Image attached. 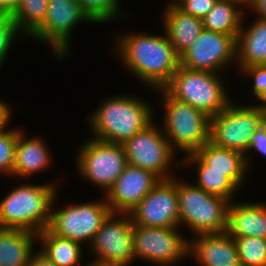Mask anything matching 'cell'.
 <instances>
[{
    "label": "cell",
    "mask_w": 266,
    "mask_h": 266,
    "mask_svg": "<svg viewBox=\"0 0 266 266\" xmlns=\"http://www.w3.org/2000/svg\"><path fill=\"white\" fill-rule=\"evenodd\" d=\"M160 180L151 171L127 164L104 198L112 213H130Z\"/></svg>",
    "instance_id": "obj_16"
},
{
    "label": "cell",
    "mask_w": 266,
    "mask_h": 266,
    "mask_svg": "<svg viewBox=\"0 0 266 266\" xmlns=\"http://www.w3.org/2000/svg\"><path fill=\"white\" fill-rule=\"evenodd\" d=\"M246 15L236 39L237 73L243 68L266 65V19L255 17L247 26Z\"/></svg>",
    "instance_id": "obj_20"
},
{
    "label": "cell",
    "mask_w": 266,
    "mask_h": 266,
    "mask_svg": "<svg viewBox=\"0 0 266 266\" xmlns=\"http://www.w3.org/2000/svg\"><path fill=\"white\" fill-rule=\"evenodd\" d=\"M83 13L95 24L124 20L129 12L122 9V0H76ZM125 11V14H124ZM122 12V13H121ZM125 17V18H124Z\"/></svg>",
    "instance_id": "obj_28"
},
{
    "label": "cell",
    "mask_w": 266,
    "mask_h": 266,
    "mask_svg": "<svg viewBox=\"0 0 266 266\" xmlns=\"http://www.w3.org/2000/svg\"><path fill=\"white\" fill-rule=\"evenodd\" d=\"M155 91L160 95L163 117L161 129L171 148L178 154L195 153L210 141L211 118L188 103L171 97L163 88Z\"/></svg>",
    "instance_id": "obj_4"
},
{
    "label": "cell",
    "mask_w": 266,
    "mask_h": 266,
    "mask_svg": "<svg viewBox=\"0 0 266 266\" xmlns=\"http://www.w3.org/2000/svg\"><path fill=\"white\" fill-rule=\"evenodd\" d=\"M249 12L256 15L255 17L266 19V0H255Z\"/></svg>",
    "instance_id": "obj_38"
},
{
    "label": "cell",
    "mask_w": 266,
    "mask_h": 266,
    "mask_svg": "<svg viewBox=\"0 0 266 266\" xmlns=\"http://www.w3.org/2000/svg\"><path fill=\"white\" fill-rule=\"evenodd\" d=\"M181 230L180 227L133 225L135 262L141 260L153 266H179L185 262L189 259V236L183 235Z\"/></svg>",
    "instance_id": "obj_11"
},
{
    "label": "cell",
    "mask_w": 266,
    "mask_h": 266,
    "mask_svg": "<svg viewBox=\"0 0 266 266\" xmlns=\"http://www.w3.org/2000/svg\"><path fill=\"white\" fill-rule=\"evenodd\" d=\"M182 170H195L196 179L193 183L208 194L223 197L232 202L238 200L239 188L225 175L223 171L209 170L207 166L195 153L181 156Z\"/></svg>",
    "instance_id": "obj_23"
},
{
    "label": "cell",
    "mask_w": 266,
    "mask_h": 266,
    "mask_svg": "<svg viewBox=\"0 0 266 266\" xmlns=\"http://www.w3.org/2000/svg\"><path fill=\"white\" fill-rule=\"evenodd\" d=\"M195 154L207 165L209 170L225 172V175L240 189L249 179V168L245 155L241 152L225 149L205 143Z\"/></svg>",
    "instance_id": "obj_22"
},
{
    "label": "cell",
    "mask_w": 266,
    "mask_h": 266,
    "mask_svg": "<svg viewBox=\"0 0 266 266\" xmlns=\"http://www.w3.org/2000/svg\"><path fill=\"white\" fill-rule=\"evenodd\" d=\"M114 54L138 83L149 90L163 88L180 66V56L167 38L147 32H120L113 34Z\"/></svg>",
    "instance_id": "obj_1"
},
{
    "label": "cell",
    "mask_w": 266,
    "mask_h": 266,
    "mask_svg": "<svg viewBox=\"0 0 266 266\" xmlns=\"http://www.w3.org/2000/svg\"><path fill=\"white\" fill-rule=\"evenodd\" d=\"M49 0H20L12 15L19 30L29 38L42 24Z\"/></svg>",
    "instance_id": "obj_27"
},
{
    "label": "cell",
    "mask_w": 266,
    "mask_h": 266,
    "mask_svg": "<svg viewBox=\"0 0 266 266\" xmlns=\"http://www.w3.org/2000/svg\"><path fill=\"white\" fill-rule=\"evenodd\" d=\"M252 103L238 105L232 101L223 111L211 117L209 142L245 155L251 136L266 122V107Z\"/></svg>",
    "instance_id": "obj_9"
},
{
    "label": "cell",
    "mask_w": 266,
    "mask_h": 266,
    "mask_svg": "<svg viewBox=\"0 0 266 266\" xmlns=\"http://www.w3.org/2000/svg\"><path fill=\"white\" fill-rule=\"evenodd\" d=\"M85 22L92 24L76 0H49L43 24L29 38L50 47V55L60 62L72 52L74 28Z\"/></svg>",
    "instance_id": "obj_12"
},
{
    "label": "cell",
    "mask_w": 266,
    "mask_h": 266,
    "mask_svg": "<svg viewBox=\"0 0 266 266\" xmlns=\"http://www.w3.org/2000/svg\"><path fill=\"white\" fill-rule=\"evenodd\" d=\"M216 2L217 0H180L175 6L183 13L203 18L210 12Z\"/></svg>",
    "instance_id": "obj_33"
},
{
    "label": "cell",
    "mask_w": 266,
    "mask_h": 266,
    "mask_svg": "<svg viewBox=\"0 0 266 266\" xmlns=\"http://www.w3.org/2000/svg\"><path fill=\"white\" fill-rule=\"evenodd\" d=\"M241 73L246 78L252 79V88L249 89L252 92L256 101L258 100L260 105L266 107V65L251 66L243 68ZM252 90V91H251Z\"/></svg>",
    "instance_id": "obj_32"
},
{
    "label": "cell",
    "mask_w": 266,
    "mask_h": 266,
    "mask_svg": "<svg viewBox=\"0 0 266 266\" xmlns=\"http://www.w3.org/2000/svg\"><path fill=\"white\" fill-rule=\"evenodd\" d=\"M180 0H171L169 3H166L167 5H175L179 2Z\"/></svg>",
    "instance_id": "obj_41"
},
{
    "label": "cell",
    "mask_w": 266,
    "mask_h": 266,
    "mask_svg": "<svg viewBox=\"0 0 266 266\" xmlns=\"http://www.w3.org/2000/svg\"><path fill=\"white\" fill-rule=\"evenodd\" d=\"M256 152L262 157H266V122L251 136L249 141V149L245 154L246 163L249 169L252 168L254 162L251 154ZM252 165V166H251Z\"/></svg>",
    "instance_id": "obj_34"
},
{
    "label": "cell",
    "mask_w": 266,
    "mask_h": 266,
    "mask_svg": "<svg viewBox=\"0 0 266 266\" xmlns=\"http://www.w3.org/2000/svg\"><path fill=\"white\" fill-rule=\"evenodd\" d=\"M226 80L222 74L191 70L180 65L163 89L174 99L190 104L211 118L223 111L234 98L229 94Z\"/></svg>",
    "instance_id": "obj_5"
},
{
    "label": "cell",
    "mask_w": 266,
    "mask_h": 266,
    "mask_svg": "<svg viewBox=\"0 0 266 266\" xmlns=\"http://www.w3.org/2000/svg\"><path fill=\"white\" fill-rule=\"evenodd\" d=\"M84 266H124V265L103 263L95 260H90V262L88 264H85Z\"/></svg>",
    "instance_id": "obj_40"
},
{
    "label": "cell",
    "mask_w": 266,
    "mask_h": 266,
    "mask_svg": "<svg viewBox=\"0 0 266 266\" xmlns=\"http://www.w3.org/2000/svg\"><path fill=\"white\" fill-rule=\"evenodd\" d=\"M180 178V179H179ZM177 177L179 227L193 235L226 232L230 201L208 194L194 183Z\"/></svg>",
    "instance_id": "obj_6"
},
{
    "label": "cell",
    "mask_w": 266,
    "mask_h": 266,
    "mask_svg": "<svg viewBox=\"0 0 266 266\" xmlns=\"http://www.w3.org/2000/svg\"><path fill=\"white\" fill-rule=\"evenodd\" d=\"M57 193L51 207V220L48 229L55 235L70 239L89 247L96 232L112 213L104 196L92 201L62 204ZM57 206V207H56ZM56 208V209H55ZM87 244V245H86ZM86 245V246H85Z\"/></svg>",
    "instance_id": "obj_7"
},
{
    "label": "cell",
    "mask_w": 266,
    "mask_h": 266,
    "mask_svg": "<svg viewBox=\"0 0 266 266\" xmlns=\"http://www.w3.org/2000/svg\"><path fill=\"white\" fill-rule=\"evenodd\" d=\"M133 223L129 213H111L96 232L89 247L93 260L103 263L131 266L133 250Z\"/></svg>",
    "instance_id": "obj_13"
},
{
    "label": "cell",
    "mask_w": 266,
    "mask_h": 266,
    "mask_svg": "<svg viewBox=\"0 0 266 266\" xmlns=\"http://www.w3.org/2000/svg\"><path fill=\"white\" fill-rule=\"evenodd\" d=\"M22 182L0 199V228L23 229L38 235L50 224L51 207L59 187L56 181Z\"/></svg>",
    "instance_id": "obj_3"
},
{
    "label": "cell",
    "mask_w": 266,
    "mask_h": 266,
    "mask_svg": "<svg viewBox=\"0 0 266 266\" xmlns=\"http://www.w3.org/2000/svg\"><path fill=\"white\" fill-rule=\"evenodd\" d=\"M242 266H266V239L234 238Z\"/></svg>",
    "instance_id": "obj_29"
},
{
    "label": "cell",
    "mask_w": 266,
    "mask_h": 266,
    "mask_svg": "<svg viewBox=\"0 0 266 266\" xmlns=\"http://www.w3.org/2000/svg\"><path fill=\"white\" fill-rule=\"evenodd\" d=\"M235 4H237L243 11L245 9L248 11L249 8L254 4L255 0H231Z\"/></svg>",
    "instance_id": "obj_39"
},
{
    "label": "cell",
    "mask_w": 266,
    "mask_h": 266,
    "mask_svg": "<svg viewBox=\"0 0 266 266\" xmlns=\"http://www.w3.org/2000/svg\"><path fill=\"white\" fill-rule=\"evenodd\" d=\"M49 148L50 146L42 136L36 135L28 138L24 129L18 127L13 166L14 180L18 181L19 179L21 181V179H25L28 182L29 178L35 174L50 169L53 165V153H50Z\"/></svg>",
    "instance_id": "obj_18"
},
{
    "label": "cell",
    "mask_w": 266,
    "mask_h": 266,
    "mask_svg": "<svg viewBox=\"0 0 266 266\" xmlns=\"http://www.w3.org/2000/svg\"><path fill=\"white\" fill-rule=\"evenodd\" d=\"M158 123L154 120L122 145L128 164L151 171L161 180H167L182 170V160L180 157L175 158L178 155Z\"/></svg>",
    "instance_id": "obj_8"
},
{
    "label": "cell",
    "mask_w": 266,
    "mask_h": 266,
    "mask_svg": "<svg viewBox=\"0 0 266 266\" xmlns=\"http://www.w3.org/2000/svg\"><path fill=\"white\" fill-rule=\"evenodd\" d=\"M177 176L160 180L129 213L133 225L148 227H179Z\"/></svg>",
    "instance_id": "obj_15"
},
{
    "label": "cell",
    "mask_w": 266,
    "mask_h": 266,
    "mask_svg": "<svg viewBox=\"0 0 266 266\" xmlns=\"http://www.w3.org/2000/svg\"><path fill=\"white\" fill-rule=\"evenodd\" d=\"M26 36L19 30L12 15H0V71L8 59L9 51L12 49L16 39Z\"/></svg>",
    "instance_id": "obj_31"
},
{
    "label": "cell",
    "mask_w": 266,
    "mask_h": 266,
    "mask_svg": "<svg viewBox=\"0 0 266 266\" xmlns=\"http://www.w3.org/2000/svg\"><path fill=\"white\" fill-rule=\"evenodd\" d=\"M226 233L232 238L266 239V201H232L228 207Z\"/></svg>",
    "instance_id": "obj_19"
},
{
    "label": "cell",
    "mask_w": 266,
    "mask_h": 266,
    "mask_svg": "<svg viewBox=\"0 0 266 266\" xmlns=\"http://www.w3.org/2000/svg\"><path fill=\"white\" fill-rule=\"evenodd\" d=\"M236 38L203 29L198 38L180 56V65L191 70L222 74L236 66ZM223 70V71H222Z\"/></svg>",
    "instance_id": "obj_14"
},
{
    "label": "cell",
    "mask_w": 266,
    "mask_h": 266,
    "mask_svg": "<svg viewBox=\"0 0 266 266\" xmlns=\"http://www.w3.org/2000/svg\"><path fill=\"white\" fill-rule=\"evenodd\" d=\"M154 106L135 94L106 96L86 116L92 138L107 143L123 144L146 128L155 118Z\"/></svg>",
    "instance_id": "obj_2"
},
{
    "label": "cell",
    "mask_w": 266,
    "mask_h": 266,
    "mask_svg": "<svg viewBox=\"0 0 266 266\" xmlns=\"http://www.w3.org/2000/svg\"><path fill=\"white\" fill-rule=\"evenodd\" d=\"M29 266H57V265L53 261H50L38 249H36L31 255V258L29 260Z\"/></svg>",
    "instance_id": "obj_36"
},
{
    "label": "cell",
    "mask_w": 266,
    "mask_h": 266,
    "mask_svg": "<svg viewBox=\"0 0 266 266\" xmlns=\"http://www.w3.org/2000/svg\"><path fill=\"white\" fill-rule=\"evenodd\" d=\"M12 108L8 101L5 102L0 98V132L8 129L12 119H14L12 117L15 113H13L14 110Z\"/></svg>",
    "instance_id": "obj_35"
},
{
    "label": "cell",
    "mask_w": 266,
    "mask_h": 266,
    "mask_svg": "<svg viewBox=\"0 0 266 266\" xmlns=\"http://www.w3.org/2000/svg\"><path fill=\"white\" fill-rule=\"evenodd\" d=\"M189 237L188 258L200 266H242L234 238L226 232Z\"/></svg>",
    "instance_id": "obj_17"
},
{
    "label": "cell",
    "mask_w": 266,
    "mask_h": 266,
    "mask_svg": "<svg viewBox=\"0 0 266 266\" xmlns=\"http://www.w3.org/2000/svg\"><path fill=\"white\" fill-rule=\"evenodd\" d=\"M18 128H8L0 132V176L13 178L15 149Z\"/></svg>",
    "instance_id": "obj_30"
},
{
    "label": "cell",
    "mask_w": 266,
    "mask_h": 266,
    "mask_svg": "<svg viewBox=\"0 0 266 266\" xmlns=\"http://www.w3.org/2000/svg\"><path fill=\"white\" fill-rule=\"evenodd\" d=\"M163 9L162 28L175 52L181 56L204 29L202 18L183 13L175 5L165 4Z\"/></svg>",
    "instance_id": "obj_21"
},
{
    "label": "cell",
    "mask_w": 266,
    "mask_h": 266,
    "mask_svg": "<svg viewBox=\"0 0 266 266\" xmlns=\"http://www.w3.org/2000/svg\"><path fill=\"white\" fill-rule=\"evenodd\" d=\"M37 234L23 229L0 228V266H29Z\"/></svg>",
    "instance_id": "obj_24"
},
{
    "label": "cell",
    "mask_w": 266,
    "mask_h": 266,
    "mask_svg": "<svg viewBox=\"0 0 266 266\" xmlns=\"http://www.w3.org/2000/svg\"><path fill=\"white\" fill-rule=\"evenodd\" d=\"M20 0H0V15H13Z\"/></svg>",
    "instance_id": "obj_37"
},
{
    "label": "cell",
    "mask_w": 266,
    "mask_h": 266,
    "mask_svg": "<svg viewBox=\"0 0 266 266\" xmlns=\"http://www.w3.org/2000/svg\"><path fill=\"white\" fill-rule=\"evenodd\" d=\"M87 139L77 148L75 170L81 180L99 188L104 196L128 164L126 154L122 144L100 141L91 135Z\"/></svg>",
    "instance_id": "obj_10"
},
{
    "label": "cell",
    "mask_w": 266,
    "mask_h": 266,
    "mask_svg": "<svg viewBox=\"0 0 266 266\" xmlns=\"http://www.w3.org/2000/svg\"><path fill=\"white\" fill-rule=\"evenodd\" d=\"M245 12L231 0H217L210 12L202 18L203 28L237 39Z\"/></svg>",
    "instance_id": "obj_26"
},
{
    "label": "cell",
    "mask_w": 266,
    "mask_h": 266,
    "mask_svg": "<svg viewBox=\"0 0 266 266\" xmlns=\"http://www.w3.org/2000/svg\"><path fill=\"white\" fill-rule=\"evenodd\" d=\"M37 249L57 266H82V244L53 234L48 228L37 235Z\"/></svg>",
    "instance_id": "obj_25"
}]
</instances>
